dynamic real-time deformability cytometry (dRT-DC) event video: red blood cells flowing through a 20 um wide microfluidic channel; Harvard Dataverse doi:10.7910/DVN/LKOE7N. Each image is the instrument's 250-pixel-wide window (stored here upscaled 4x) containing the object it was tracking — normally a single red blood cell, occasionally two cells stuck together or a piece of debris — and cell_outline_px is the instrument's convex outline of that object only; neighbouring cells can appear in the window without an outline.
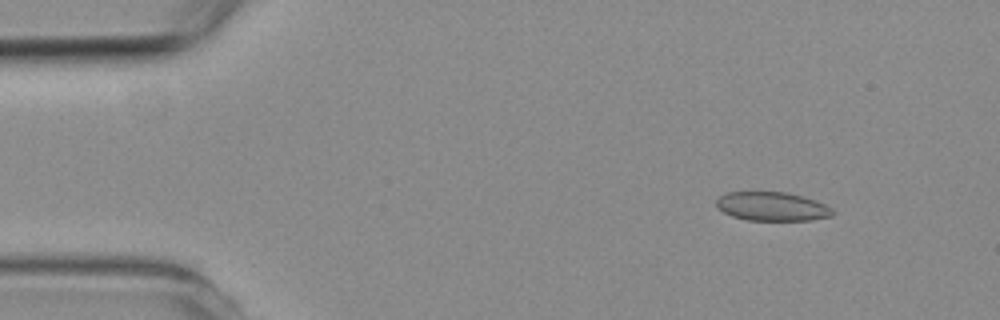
{"species": "common noctule bat (a hibernating species)", "species_latin": "Nyctalus noctula", "temperature_condition": "room temperature", "stored_images_in_passage": 6, "camera_frame_rate_fps": 3000, "um_per_image_px": 0.085, "animal": {"sex": "female", "body_mass_g": 19.3, "forearm_length_mm": 54.1}, "frame": {"image": 1, "passage_image": 1, "time_ms": 0.0, "image_size_px": [1000, 320], "cell_outline_px": [[832, 216], [812, 220], [748, 220], [732, 216], [716, 208], [716, 200], [720, 196], [728, 192], [788, 192], [804, 196], [816, 200], [832, 208]], "centroid_in_image_um": [65.62, 17.54], "position_along_channel_um": 19.4, "area_um2": 19.59}}
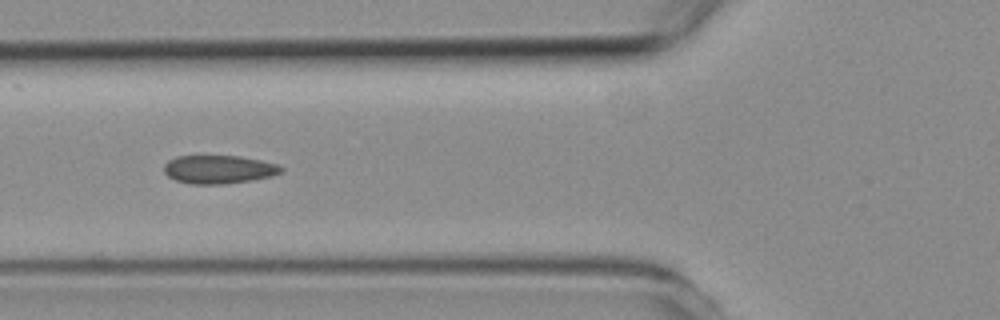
{"frame": {"image": 2, "passage_image": 4, "time_ms": 4.333, "image_size_px": [1000, 320], "cell_outline_px": [[284, 172], [272, 176], [252, 180], [224, 184], [192, 184], [176, 180], [168, 176], [164, 172], [164, 164], [168, 160], [176, 156], [240, 156], [260, 160], [276, 164], [284, 168]], "centroid_in_image_um": [18.6, 14.4], "position_along_channel_um": 107.2, "area_um2": 19.42}}
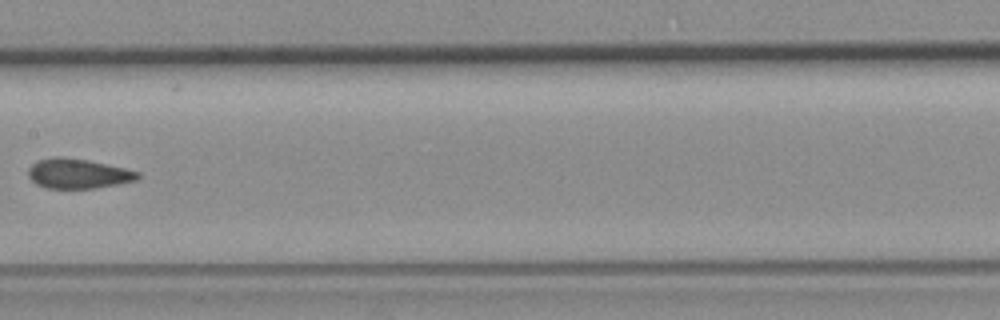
{"frame": {"image": 3, "passage_image": 6, "time_ms": 6.667, "image_size_px": [1000, 320], "cell_outline_px": [[140, 176], [136, 180], [96, 188], [44, 188], [36, 184], [28, 176], [28, 168], [36, 160], [52, 156], [64, 156], [88, 160], [124, 168], [140, 172]], "centroid_in_image_um": [6.58, 14.74], "position_along_channel_um": 200.8, "area_um2": 19.13}}